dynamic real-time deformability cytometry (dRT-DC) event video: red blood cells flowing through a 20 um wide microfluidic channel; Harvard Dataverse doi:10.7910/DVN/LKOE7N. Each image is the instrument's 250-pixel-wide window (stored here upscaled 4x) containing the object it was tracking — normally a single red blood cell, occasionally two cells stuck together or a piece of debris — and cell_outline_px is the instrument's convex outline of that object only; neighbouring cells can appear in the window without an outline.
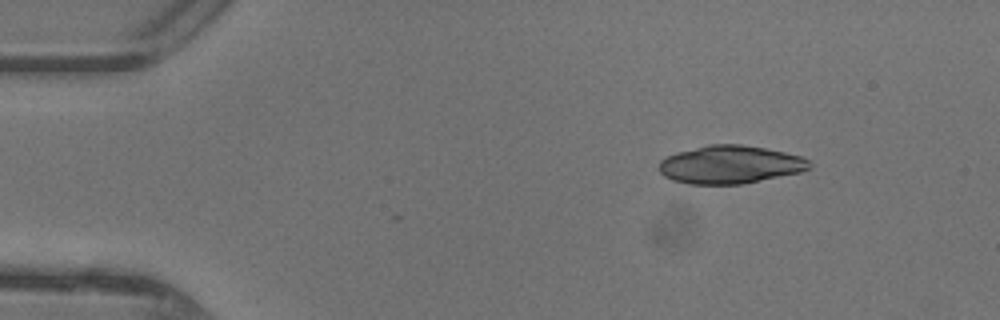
{"species": "common noctule bat (a hibernating species)", "species_latin": "Nyctalus noctula", "temperature_condition": "warm", "stored_images_in_passage": 33, "camera_frame_rate_fps": 3000, "um_per_image_px": 0.085, "animal": {"sex": "female"}, "frame": {"image": 1, "passage_image": 1, "time_ms": 0.0, "image_size_px": [1000, 320], "cell_outline_px": [[812, 168], [800, 172], [740, 184], [688, 184], [672, 180], [664, 176], [660, 172], [660, 160], [668, 156], [680, 152], [708, 144], [740, 144], [764, 148], [784, 152], [800, 156], [808, 160], [812, 164]], "centroid_in_image_um": [62.07, 13.99], "position_along_channel_um": 22.9, "area_um2": 33.06}}